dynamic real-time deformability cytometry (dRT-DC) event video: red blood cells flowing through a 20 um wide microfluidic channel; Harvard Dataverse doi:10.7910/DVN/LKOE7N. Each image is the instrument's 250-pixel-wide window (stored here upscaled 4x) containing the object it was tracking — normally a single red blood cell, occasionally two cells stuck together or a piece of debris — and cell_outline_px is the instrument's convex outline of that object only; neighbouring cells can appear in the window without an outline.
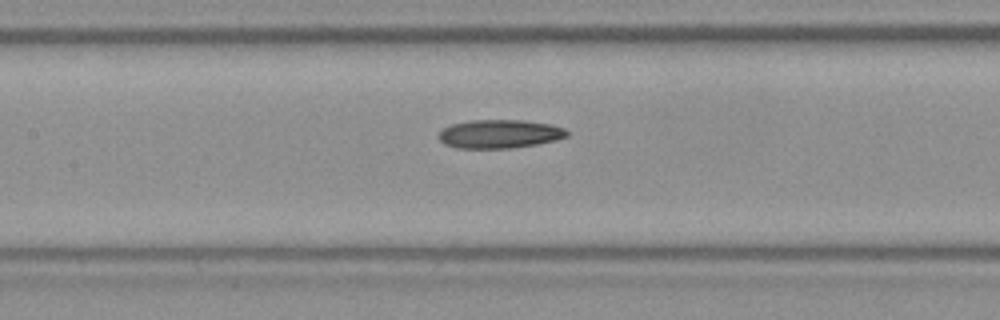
{"species": "Egyptian fruit bat (a non-hibernating species)", "species_latin": "Rousettus aegyptiacus", "temperature_condition": "room temperature", "stored_images_in_passage": 7, "camera_frame_rate_fps": 3000, "um_per_image_px": 0.085, "frame": {"image": 1, "passage_image": 7, "time_ms": 2.0, "image_size_px": [1000, 320], "cell_outline_px": [[568, 136], [556, 140], [536, 144], [512, 148], [456, 148], [444, 144], [440, 140], [440, 132], [444, 128], [452, 124], [472, 120], [524, 120], [552, 124], [564, 128], [568, 132]], "centroid_in_image_um": [42.49, 11.38], "position_along_channel_um": 164.9, "area_um2": 21.33}}